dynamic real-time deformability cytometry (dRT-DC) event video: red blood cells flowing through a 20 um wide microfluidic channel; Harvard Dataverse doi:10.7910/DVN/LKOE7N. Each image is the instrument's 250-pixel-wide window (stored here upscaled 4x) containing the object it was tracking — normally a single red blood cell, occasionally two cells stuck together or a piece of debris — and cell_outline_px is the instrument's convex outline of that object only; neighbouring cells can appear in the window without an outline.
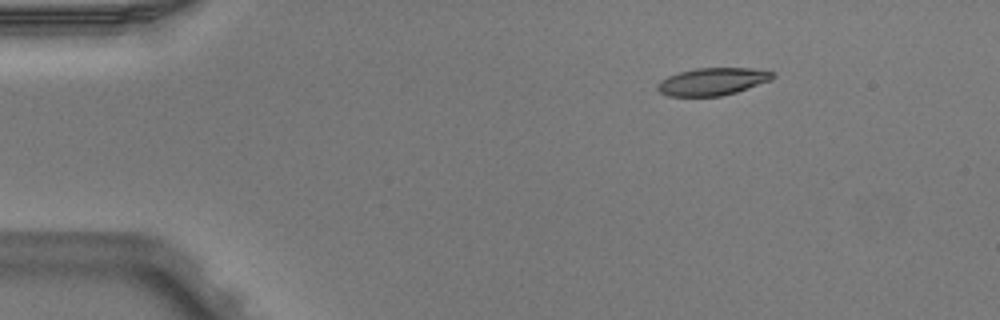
{"species": "Egyptian fruit bat (a non-hibernating species)", "species_latin": "Rousettus aegyptiacus", "temperature_condition": "warm", "stored_images_in_passage": 6, "camera_frame_rate_fps": 3000, "um_per_image_px": 0.085, "animal": {"sex": "male"}, "frame": {"image": 1, "passage_image": 6, "time_ms": 1.667, "image_size_px": [1000, 320], "cell_outline_px": [[776, 76], [772, 80], [736, 92], [720, 96], [668, 96], [660, 92], [656, 88], [656, 84], [660, 80], [668, 76], [680, 72], [696, 68], [752, 68], [776, 72]], "centroid_in_image_um": [60.58, 6.93], "position_along_channel_um": 24.4, "area_um2": 18.55}}